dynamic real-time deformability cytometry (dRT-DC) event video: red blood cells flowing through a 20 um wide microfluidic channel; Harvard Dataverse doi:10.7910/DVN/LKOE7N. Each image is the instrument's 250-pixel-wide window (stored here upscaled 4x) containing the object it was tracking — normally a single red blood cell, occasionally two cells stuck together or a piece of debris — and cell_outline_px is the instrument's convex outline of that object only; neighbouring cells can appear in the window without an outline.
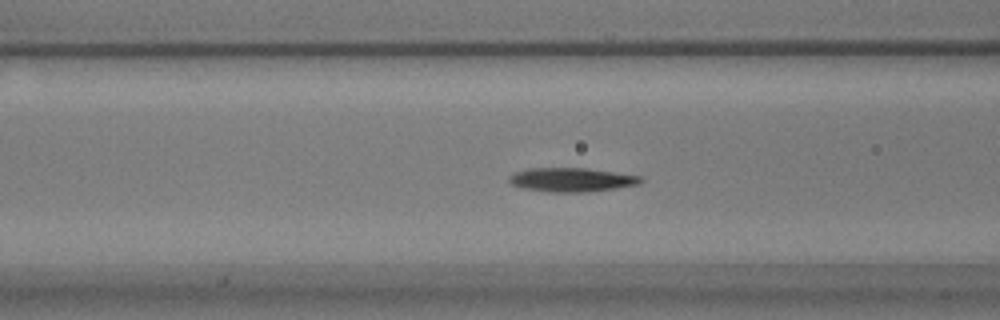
{"species": "common noctule bat (a hibernating species)", "species_latin": "Nyctalus noctula", "temperature_condition": "warm", "stored_images_in_passage": 52, "camera_frame_rate_fps": 3000, "um_per_image_px": 0.085, "animal": {"sex": "male", "body_mass_g": 17.9}, "frame": {"image": 1, "passage_image": 16, "time_ms": 5.0, "image_size_px": [1000, 320], "cell_outline_px": [[644, 180], [640, 184], [616, 188], [584, 192], [552, 192], [524, 188], [512, 184], [508, 180], [508, 176], [516, 172], [528, 168], [588, 168], [644, 176]], "centroid_in_image_um": [48.64, 15.27], "position_along_channel_um": 118.0, "area_um2": 18.44}}
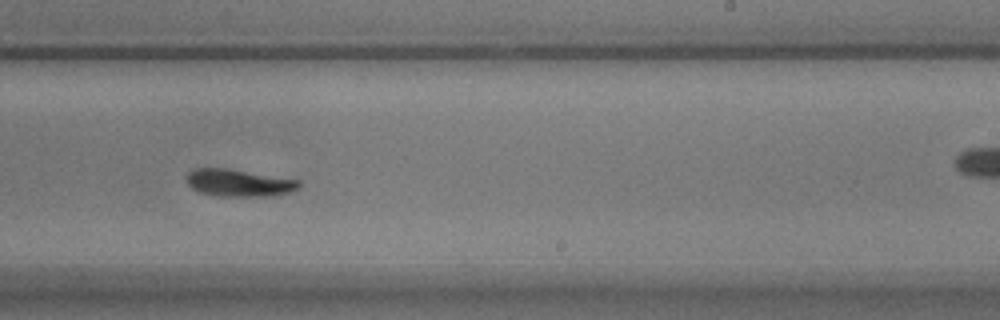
{"frame": {"image": 2, "passage_image": 29, "time_ms": 9.333, "image_size_px": [1000, 320], "cell_outline_px": [[300, 184], [296, 188], [280, 196], [220, 196], [200, 192], [192, 188], [188, 184], [188, 172], [192, 168], [228, 168], [300, 180]], "centroid_in_image_um": [20.31, 15.54], "position_along_channel_um": 268.7, "area_um2": 17.8}}
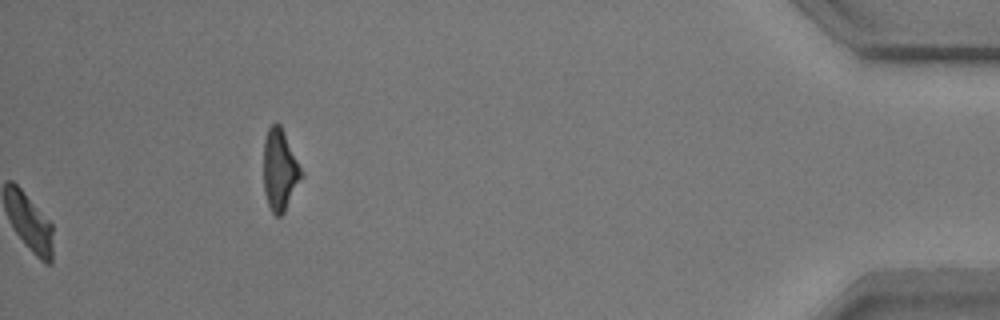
{"frame": {"image": 3, "passage_image": 52, "time_ms": 17.0, "image_size_px": [1000, 320], "cell_outline_px": [[304, 176], [284, 212], [280, 216], [276, 216], [272, 212], [268, 204], [264, 192], [264, 140], [268, 128], [272, 124], [280, 124], [304, 172]], "centroid_in_image_um": [23.81, 14.46], "position_along_channel_um": 411.4, "area_um2": 18.03}, "authors_computed_cell_mechanics": {"area_um2": 17.7735, "velocity_mm_per_s": 3.4879, "shape_relaxation_time_tau1_ms": 4.9939, "shape_relaxation_time_tau2_ms": null, "deformation_change_tau1": 0.1388, "deformation_change_tau2": null}}